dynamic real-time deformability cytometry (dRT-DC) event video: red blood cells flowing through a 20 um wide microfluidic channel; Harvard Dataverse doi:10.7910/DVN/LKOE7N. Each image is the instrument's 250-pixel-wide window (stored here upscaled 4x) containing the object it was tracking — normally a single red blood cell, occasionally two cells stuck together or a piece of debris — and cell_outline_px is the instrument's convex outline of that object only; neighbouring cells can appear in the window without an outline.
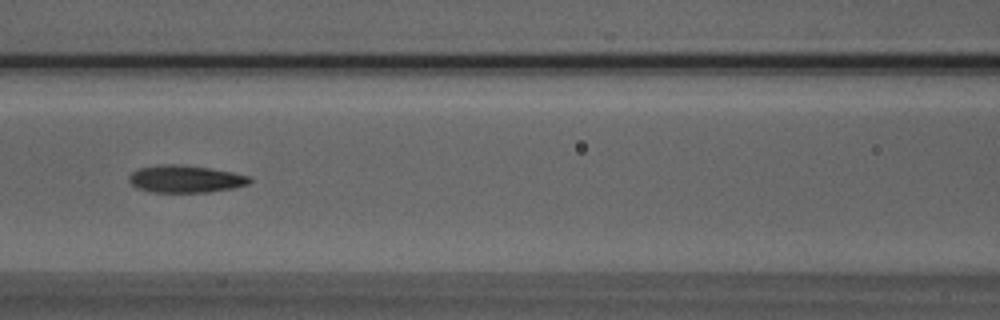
{"species": "Egyptian fruit bat (a non-hibernating species)", "species_latin": "Rousettus aegyptiacus", "temperature_condition": "room temperature", "stored_images_in_passage": 47, "camera_frame_rate_fps": 3000, "um_per_image_px": 0.085, "animal": {"sex": "male"}, "frame": {"image": 1, "passage_image": 18, "time_ms": 5.667, "image_size_px": [1000, 320], "cell_outline_px": [[252, 180], [248, 184], [232, 188], [208, 192], [152, 192], [136, 188], [128, 180], [128, 176], [132, 172], [140, 168], [160, 164], [180, 164], [208, 168], [232, 172], [248, 176]], "centroid_in_image_um": [15.72, 15.21], "position_along_channel_um": 150.9, "area_um2": 19.13}}
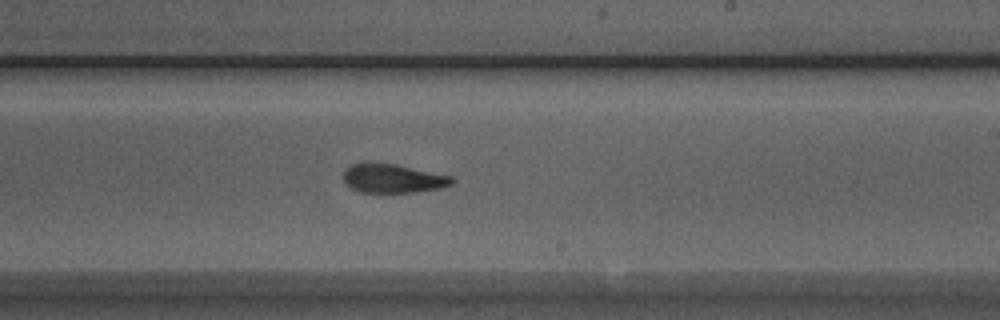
{"frame": {"image": 2, "passage_image": 26, "time_ms": 8.333, "image_size_px": [1000, 320], "cell_outline_px": [[456, 180], [452, 184], [440, 188], [416, 192], [360, 192], [344, 184], [344, 168], [352, 164], [396, 164], [452, 176]], "centroid_in_image_um": [33.42, 15.18], "position_along_channel_um": 255.6, "area_um2": 18.09}}
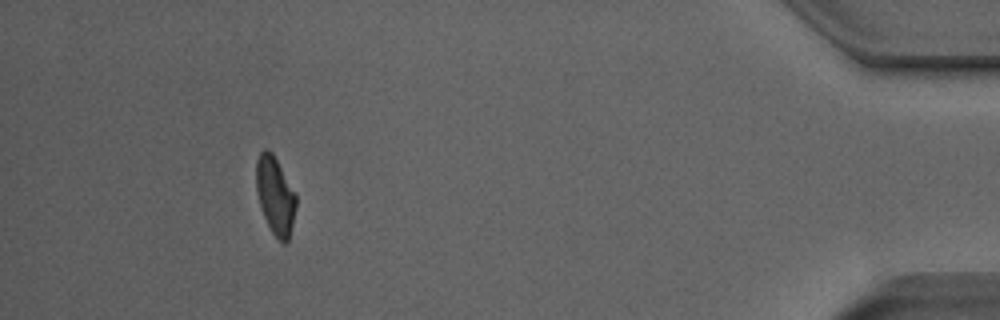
{"frame": {"image": 3, "passage_image": 43, "time_ms": 14.0, "image_size_px": [1000, 320], "cell_outline_px": [[296, 208], [288, 240], [284, 244], [272, 232], [264, 216], [260, 204], [256, 188], [256, 160], [260, 152], [264, 148], [268, 148], [272, 152], [296, 196]], "centroid_in_image_um": [23.38, 16.59], "position_along_channel_um": 411.8, "area_um2": 17.63}, "authors_computed_cell_mechanics": {"area_um2": 18.9584, "velocity_mm_per_s": 3.9374, "shape_relaxation_time_tau1_ms": 5.9558, "shape_relaxation_time_tau2_ms": 2.1576, "deformation_change_tau1": 0.197, "deformation_change_tau2": 0.1009}}